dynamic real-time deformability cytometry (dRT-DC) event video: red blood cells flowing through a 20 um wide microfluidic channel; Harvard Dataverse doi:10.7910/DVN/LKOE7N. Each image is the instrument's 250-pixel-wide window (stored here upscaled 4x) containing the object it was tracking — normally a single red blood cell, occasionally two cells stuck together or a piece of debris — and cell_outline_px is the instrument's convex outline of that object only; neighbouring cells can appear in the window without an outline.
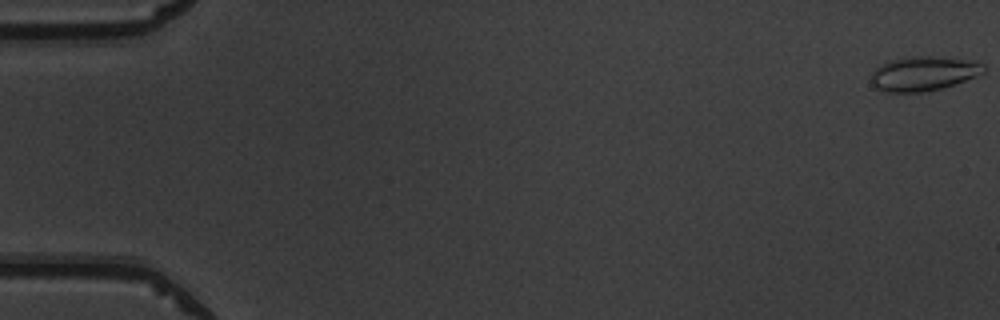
{"species": "common noctule bat (a hibernating species)", "species_latin": "Nyctalus noctula", "temperature_condition": "warm", "stored_images_in_passage": 8, "camera_frame_rate_fps": 3000, "um_per_image_px": 0.085, "animal": {"sex": "male", "body_mass_g": 19.5, "forearm_length_mm": 54.6}, "frame": {"image": 1, "passage_image": 1, "time_ms": 0.0, "image_size_px": [1000, 320], "cell_outline_px": [[984, 72], [976, 76], [940, 88], [920, 92], [888, 92], [876, 88], [872, 84], [872, 72], [876, 68], [892, 60], [912, 56], [928, 56], [964, 60], [984, 64]], "centroid_in_image_um": [78.47, 6.26], "position_along_channel_um": 6.5, "area_um2": 21.85}}